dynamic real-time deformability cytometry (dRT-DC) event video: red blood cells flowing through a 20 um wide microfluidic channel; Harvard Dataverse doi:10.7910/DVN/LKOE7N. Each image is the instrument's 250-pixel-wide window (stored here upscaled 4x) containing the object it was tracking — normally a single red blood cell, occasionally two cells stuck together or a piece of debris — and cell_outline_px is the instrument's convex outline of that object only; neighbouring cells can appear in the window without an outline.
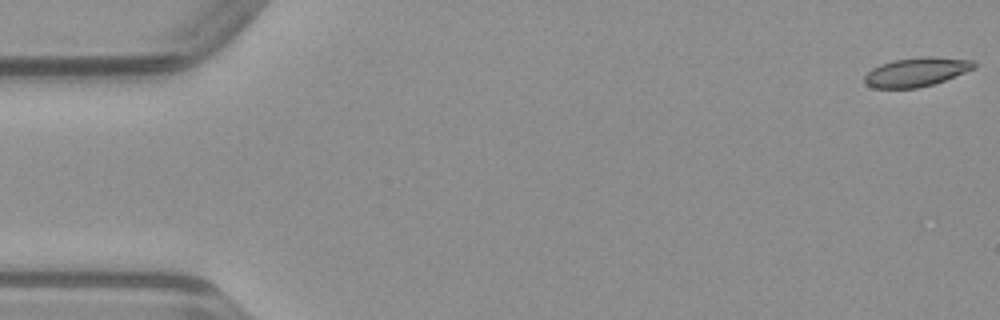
{"species": "common noctule bat (a hibernating species)", "species_latin": "Nyctalus noctula", "temperature_condition": "warm", "stored_images_in_passage": 31, "camera_frame_rate_fps": 3000, "um_per_image_px": 0.085, "animal": {"sex": "male", "body_mass_g": 23.1, "forearm_length_mm": 52.7}, "frame": {"image": 1, "passage_image": 1, "time_ms": 0.0, "image_size_px": [1000, 320], "cell_outline_px": [[976, 68], [944, 80], [932, 84], [916, 88], [872, 88], [864, 84], [864, 76], [872, 68], [880, 64], [896, 60], [924, 56], [972, 60], [976, 64]], "centroid_in_image_um": [77.86, 6.13], "position_along_channel_um": 7.1, "area_um2": 18.32}}
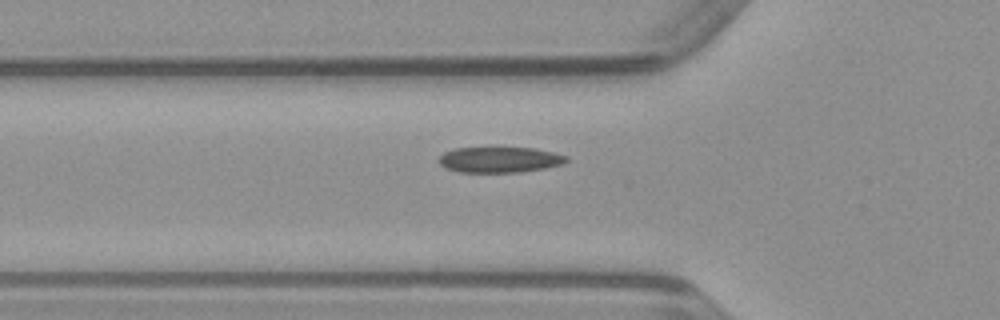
{"frame": {"image": 2, "passage_image": 17, "time_ms": 5.333, "image_size_px": [1000, 320], "cell_outline_px": [[568, 160], [560, 164], [544, 168], [520, 172], [460, 172], [448, 168], [440, 164], [440, 156], [444, 152], [456, 148], [492, 144], [536, 148], [568, 156]], "centroid_in_image_um": [42.46, 13.51], "position_along_channel_um": 83.3, "area_um2": 19.94}}
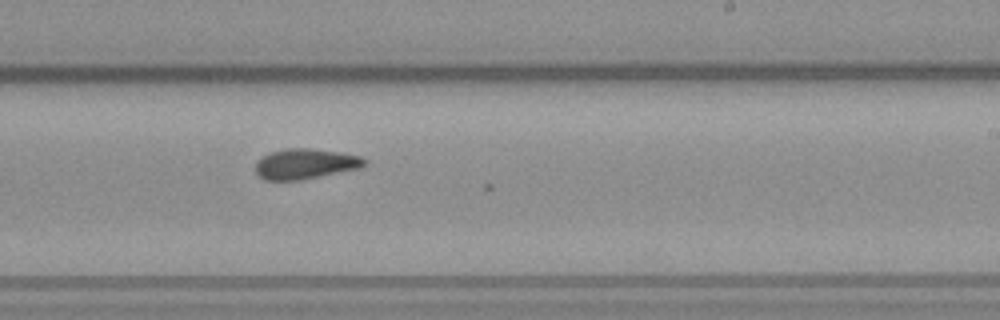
{"frame": {"image": 3, "passage_image": 30, "time_ms": 9.667, "image_size_px": [1000, 320], "cell_outline_px": [[368, 164], [360, 168], [300, 180], [264, 180], [256, 172], [256, 164], [264, 156], [272, 152], [284, 148], [308, 148], [340, 152], [360, 156], [368, 160]], "centroid_in_image_um": [26.0, 13.92], "position_along_channel_um": 263.0, "area_um2": 19.13}}